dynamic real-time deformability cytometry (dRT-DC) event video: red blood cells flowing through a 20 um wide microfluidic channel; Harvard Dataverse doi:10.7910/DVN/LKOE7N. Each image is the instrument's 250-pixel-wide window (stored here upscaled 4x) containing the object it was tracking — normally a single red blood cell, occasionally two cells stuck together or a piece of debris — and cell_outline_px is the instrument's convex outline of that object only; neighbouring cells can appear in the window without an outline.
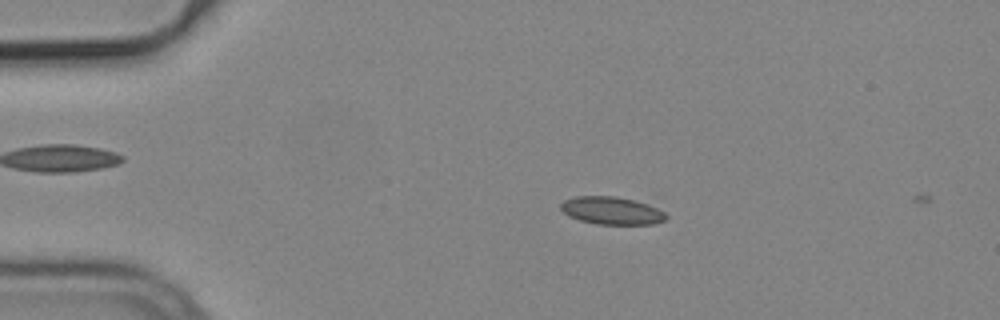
{"species": "common noctule bat (a hibernating species)", "species_latin": "Nyctalus noctula", "temperature_condition": "cold", "stored_images_in_passage": 3, "camera_frame_rate_fps": 3000, "um_per_image_px": 0.085, "animal": {"sex": "male", "body_mass_g": 19.2, "forearm_length_mm": 51.8}, "frame": {"image": 1, "passage_image": 2, "time_ms": 0.333, "image_size_px": [1000, 320], "cell_outline_px": [[668, 220], [652, 224], [596, 224], [580, 220], [568, 216], [560, 208], [560, 204], [564, 200], [576, 196], [616, 196], [636, 200], [648, 204], [664, 212], [668, 216]], "centroid_in_image_um": [52.0, 17.9], "position_along_channel_um": 33.0, "area_um2": 17.11}}